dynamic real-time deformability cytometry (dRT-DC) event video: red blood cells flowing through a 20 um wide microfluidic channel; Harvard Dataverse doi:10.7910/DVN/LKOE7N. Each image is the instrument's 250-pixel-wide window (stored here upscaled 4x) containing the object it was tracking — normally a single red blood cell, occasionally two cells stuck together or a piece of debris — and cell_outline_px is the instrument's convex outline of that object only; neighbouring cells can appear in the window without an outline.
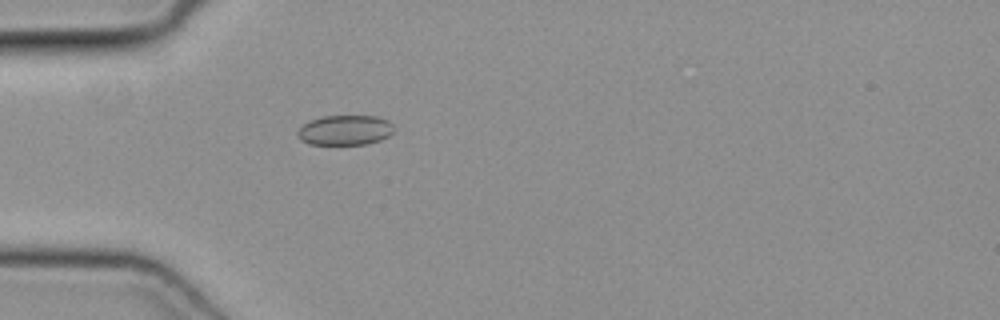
{"species": "common noctule bat (a hibernating species)", "species_latin": "Nyctalus noctula", "temperature_condition": "cold", "stored_images_in_passage": 49, "camera_frame_rate_fps": 3000, "um_per_image_px": 0.085, "animal": {"sex": "female", "body_mass_g": 19.3, "forearm_length_mm": 54.1}, "frame": {"image": 1, "passage_image": 14, "time_ms": 4.333, "image_size_px": [1000, 320], "cell_outline_px": [[396, 128], [388, 136], [380, 140], [368, 144], [308, 144], [300, 140], [296, 136], [296, 132], [304, 124], [312, 120], [324, 116], [376, 116], [388, 120]], "centroid_in_image_um": [29.34, 11.07], "position_along_channel_um": 55.7, "area_um2": 16.88}}
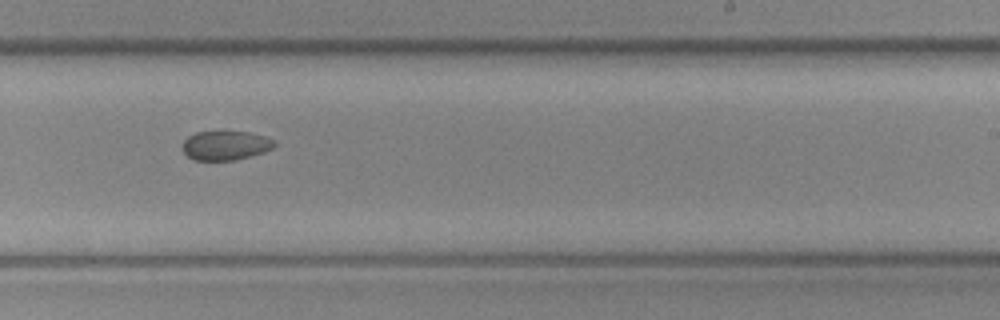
{"frame": {"image": 2, "passage_image": 30, "time_ms": 9.667, "image_size_px": [1000, 320], "cell_outline_px": [[276, 144], [272, 148], [264, 152], [236, 160], [196, 160], [188, 156], [184, 152], [184, 140], [188, 136], [196, 132], [248, 132], [264, 136], [276, 140]], "centroid_in_image_um": [19.2, 12.36], "position_along_channel_um": 269.8, "area_um2": 15.49}}
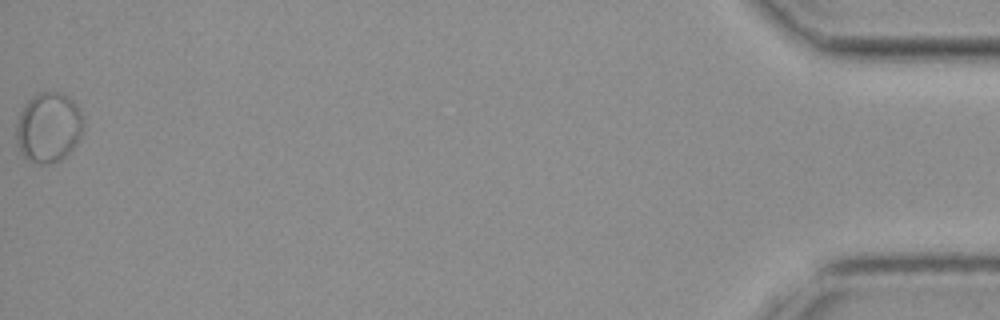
{"frame": {"image": 3, "passage_image": 49, "time_ms": 16.0, "image_size_px": [1000, 320], "cell_outline_px": [[84, 124], [80, 136], [76, 144], [60, 160], [48, 164], [40, 164], [24, 156], [16, 140], [16, 124], [20, 112], [24, 104], [32, 96], [40, 92], [60, 92], [72, 100], [76, 104], [80, 112]], "centroid_in_image_um": [4.12, 10.81], "position_along_channel_um": 431.1, "area_um2": 27.11}}